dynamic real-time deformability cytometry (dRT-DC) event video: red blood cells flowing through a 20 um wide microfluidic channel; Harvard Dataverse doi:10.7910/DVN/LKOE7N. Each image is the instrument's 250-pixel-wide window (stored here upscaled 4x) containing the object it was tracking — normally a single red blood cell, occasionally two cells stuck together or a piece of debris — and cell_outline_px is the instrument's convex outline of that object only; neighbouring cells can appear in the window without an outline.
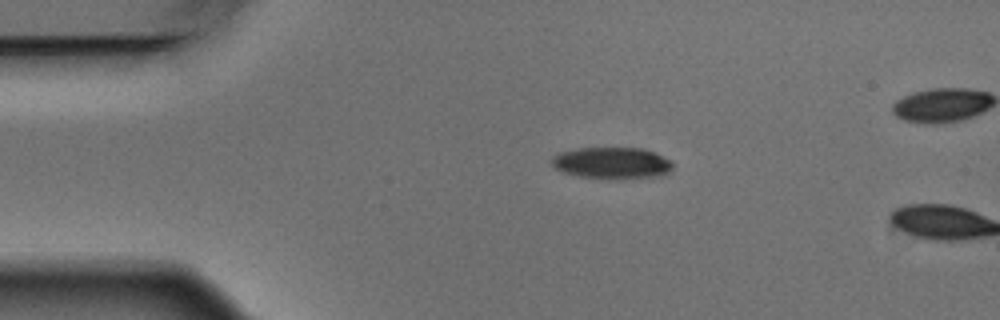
{"species": "Egyptian fruit bat (a non-hibernating species)", "species_latin": "Rousettus aegyptiacus", "temperature_condition": "warm", "stored_images_in_passage": 2, "camera_frame_rate_fps": 3000, "um_per_image_px": 0.085, "animal": {"sex": "male"}, "frame": {"image": 1, "passage_image": 1, "time_ms": 0.0, "image_size_px": [1000, 320], "cell_outline_px": [[672, 168], [668, 172], [660, 176], [580, 176], [564, 172], [556, 168], [548, 160], [552, 156], [560, 152], [580, 148], [644, 148], [656, 152], [672, 160]], "centroid_in_image_um": [52.01, 13.79], "position_along_channel_um": 33.0, "area_um2": 21.5}}